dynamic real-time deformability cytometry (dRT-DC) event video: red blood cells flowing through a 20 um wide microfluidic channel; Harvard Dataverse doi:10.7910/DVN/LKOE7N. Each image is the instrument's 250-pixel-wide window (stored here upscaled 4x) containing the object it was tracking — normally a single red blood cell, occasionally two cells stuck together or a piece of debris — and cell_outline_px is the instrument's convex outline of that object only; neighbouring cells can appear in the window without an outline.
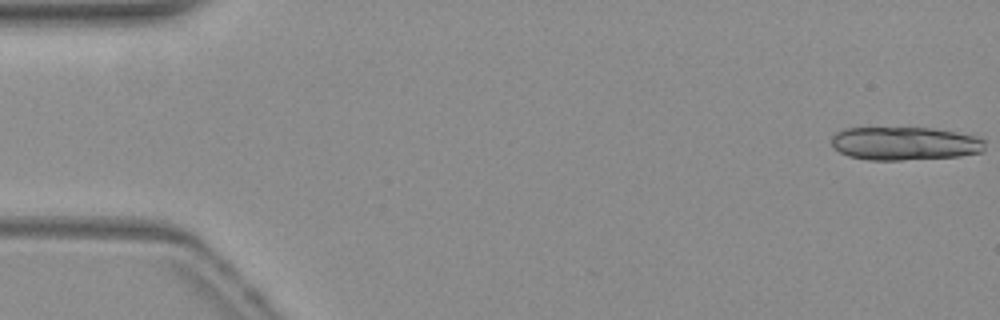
{"species": "common noctule bat (a hibernating species)", "species_latin": "Nyctalus noctula", "temperature_condition": "warm", "stored_images_in_passage": 15, "camera_frame_rate_fps": 3000, "um_per_image_px": 0.085, "animal": {"sex": "female", "body_mass_g": 19.3, "forearm_length_mm": 54.1}, "frame": {"image": 1, "passage_image": 1, "time_ms": 0.0, "image_size_px": [1000, 320], "cell_outline_px": [[984, 152], [960, 156], [900, 160], [868, 160], [848, 156], [832, 148], [832, 136], [836, 132], [844, 128], [928, 128], [952, 132], [972, 136], [984, 140]], "centroid_in_image_um": [76.85, 12.21], "position_along_channel_um": 8.2, "area_um2": 29.65}}